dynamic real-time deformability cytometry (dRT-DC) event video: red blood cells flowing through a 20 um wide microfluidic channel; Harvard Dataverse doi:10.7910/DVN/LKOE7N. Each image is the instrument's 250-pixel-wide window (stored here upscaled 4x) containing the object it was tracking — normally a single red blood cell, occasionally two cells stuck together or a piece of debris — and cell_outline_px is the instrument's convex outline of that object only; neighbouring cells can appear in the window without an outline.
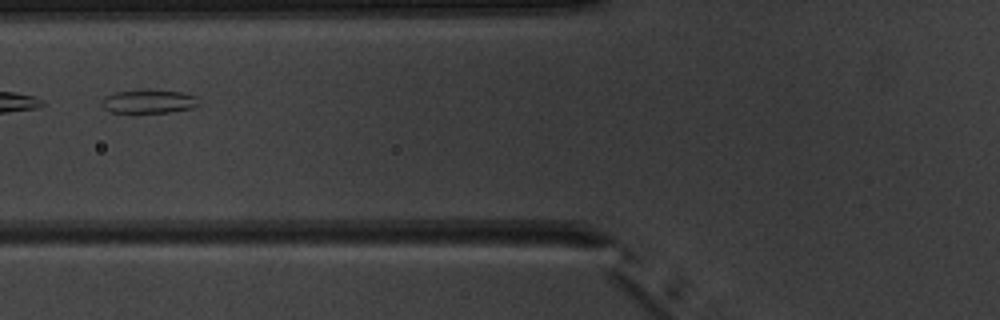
{"species": "common noctule bat (a hibernating species)", "species_latin": "Nyctalus noctula", "temperature_condition": "warm", "stored_images_in_passage": 3, "camera_frame_rate_fps": 3000, "um_per_image_px": 0.085, "animal": {"sex": "male", "body_mass_g": 20.1, "forearm_length_mm": 53.5}, "frame": {"image": 1, "passage_image": 3, "time_ms": 3.0, "image_size_px": [1000, 320], "cell_outline_px": [[200, 104], [192, 108], [168, 112], [112, 112], [104, 108], [100, 104], [100, 100], [104, 96], [116, 92], [140, 88], [148, 88], [180, 92], [196, 96]], "centroid_in_image_um": [12.61, 8.59], "position_along_channel_um": 113.2, "area_um2": 13.7}}